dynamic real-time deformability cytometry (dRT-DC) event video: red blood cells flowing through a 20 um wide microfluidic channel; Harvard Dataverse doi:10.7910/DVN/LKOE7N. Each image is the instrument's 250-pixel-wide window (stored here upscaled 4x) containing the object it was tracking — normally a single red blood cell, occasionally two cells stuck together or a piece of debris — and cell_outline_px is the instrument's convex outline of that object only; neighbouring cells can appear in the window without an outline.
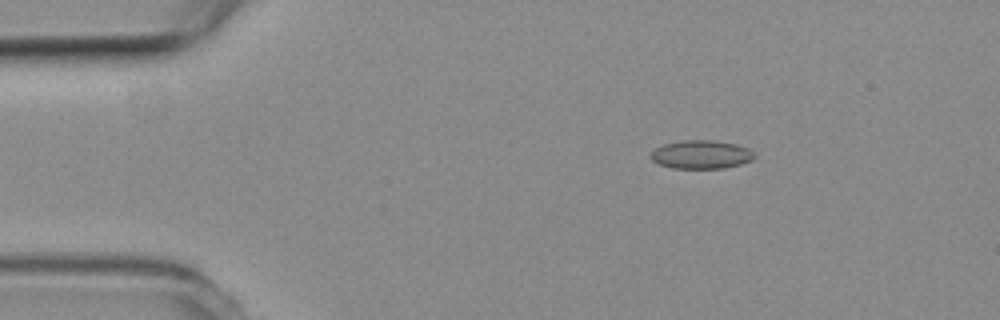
{"species": "common noctule bat (a hibernating species)", "species_latin": "Nyctalus noctula", "temperature_condition": "room temperature", "stored_images_in_passage": 30, "camera_frame_rate_fps": 3000, "um_per_image_px": 0.085, "animal": {"sex": "female", "body_mass_g": 19.3, "forearm_length_mm": 54.1}, "frame": {"image": 1, "passage_image": 5, "time_ms": 1.333, "image_size_px": [1000, 320], "cell_outline_px": [[756, 156], [752, 160], [740, 164], [724, 168], [672, 168], [660, 164], [652, 160], [652, 152], [656, 148], [664, 144], [684, 140], [712, 140], [736, 144], [748, 148]], "centroid_in_image_um": [59.63, 13.13], "position_along_channel_um": 25.4, "area_um2": 16.99}}
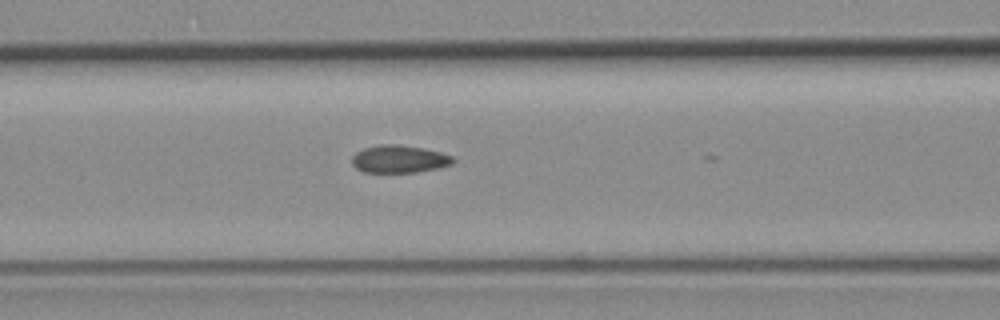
{"frame": {"image": 2, "passage_image": 19, "time_ms": 6.0, "image_size_px": [1000, 320], "cell_outline_px": [[456, 160], [452, 164], [440, 168], [416, 172], [364, 172], [356, 168], [352, 164], [352, 156], [356, 152], [364, 148], [384, 144], [396, 144], [424, 148], [440, 152], [452, 156]], "centroid_in_image_um": [33.95, 13.52], "position_along_channel_um": 132.6, "area_um2": 16.3}}
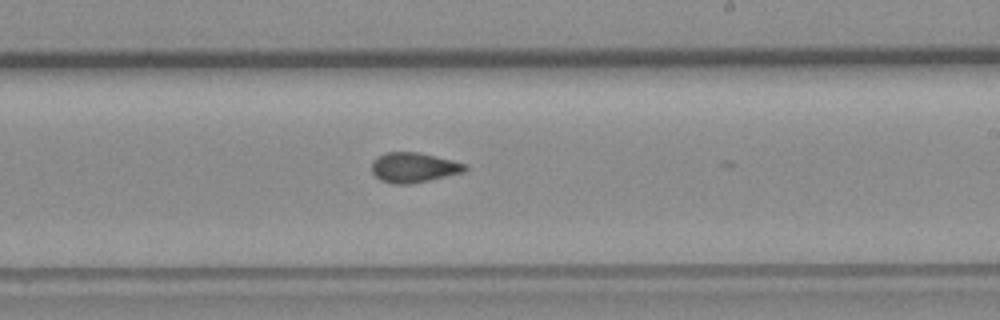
{"frame": {"image": 3, "passage_image": 29, "time_ms": 9.333, "image_size_px": [1000, 320], "cell_outline_px": [[468, 168], [464, 172], [412, 184], [392, 184], [380, 180], [372, 172], [372, 160], [376, 156], [384, 152], [416, 152], [452, 160], [468, 164]], "centroid_in_image_um": [35.15, 14.24], "position_along_channel_um": 253.9, "area_um2": 16.42}}